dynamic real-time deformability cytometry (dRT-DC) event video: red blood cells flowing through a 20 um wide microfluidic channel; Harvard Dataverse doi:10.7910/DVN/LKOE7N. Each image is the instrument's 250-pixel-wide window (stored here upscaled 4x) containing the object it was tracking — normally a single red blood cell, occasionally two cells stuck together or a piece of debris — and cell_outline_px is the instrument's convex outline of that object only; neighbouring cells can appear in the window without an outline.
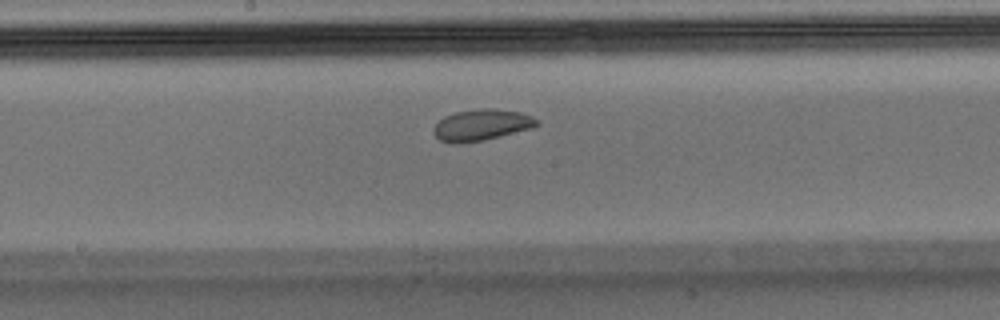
{"species": "Egyptian fruit bat (a non-hibernating species)", "species_latin": "Rousettus aegyptiacus", "temperature_condition": "warm", "stored_images_in_passage": 40, "camera_frame_rate_fps": 3000, "um_per_image_px": 0.085, "animal": {"sex": "male"}, "frame": {"image": 1, "passage_image": 18, "time_ms": 5.667, "image_size_px": [1000, 320], "cell_outline_px": [[540, 124], [532, 128], [484, 140], [460, 144], [452, 144], [440, 140], [432, 132], [436, 124], [444, 116], [456, 112], [480, 108], [492, 108], [520, 112], [532, 116], [540, 120]], "centroid_in_image_um": [40.94, 10.62], "position_along_channel_um": 207.3, "area_um2": 18.96}}